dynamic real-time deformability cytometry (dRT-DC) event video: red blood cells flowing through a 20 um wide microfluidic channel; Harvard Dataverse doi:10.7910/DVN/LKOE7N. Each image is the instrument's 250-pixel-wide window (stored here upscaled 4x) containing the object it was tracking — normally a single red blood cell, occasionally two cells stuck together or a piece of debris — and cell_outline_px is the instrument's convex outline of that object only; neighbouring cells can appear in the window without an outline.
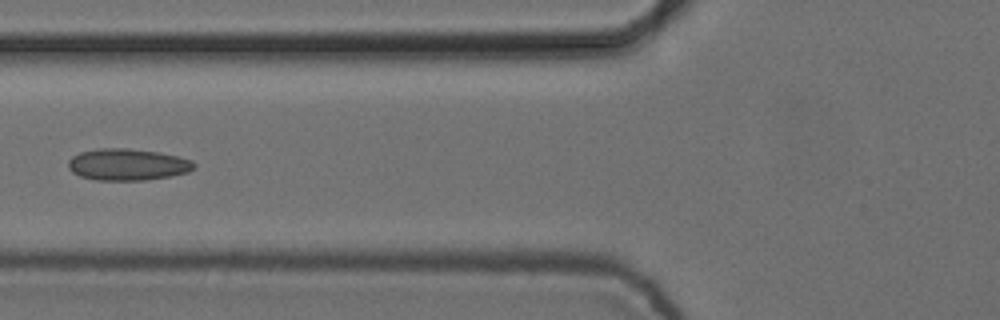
{"species": "common noctule bat (a hibernating species)", "species_latin": "Nyctalus noctula", "temperature_condition": "cold", "stored_images_in_passage": 5, "camera_frame_rate_fps": 3000, "um_per_image_px": 0.085, "animal": {"sex": "female", "body_mass_g": 24.6, "forearm_length_mm": 56.2}, "frame": {"image": 1, "passage_image": 5, "time_ms": 1.333, "image_size_px": [1000, 320], "cell_outline_px": [[196, 168], [188, 172], [172, 176], [148, 180], [96, 180], [80, 176], [72, 172], [68, 168], [68, 160], [72, 156], [80, 152], [100, 148], [124, 148], [160, 152], [192, 160], [196, 164]], "centroid_in_image_um": [10.85, 13.99], "position_along_channel_um": 114.9, "area_um2": 23.41}}